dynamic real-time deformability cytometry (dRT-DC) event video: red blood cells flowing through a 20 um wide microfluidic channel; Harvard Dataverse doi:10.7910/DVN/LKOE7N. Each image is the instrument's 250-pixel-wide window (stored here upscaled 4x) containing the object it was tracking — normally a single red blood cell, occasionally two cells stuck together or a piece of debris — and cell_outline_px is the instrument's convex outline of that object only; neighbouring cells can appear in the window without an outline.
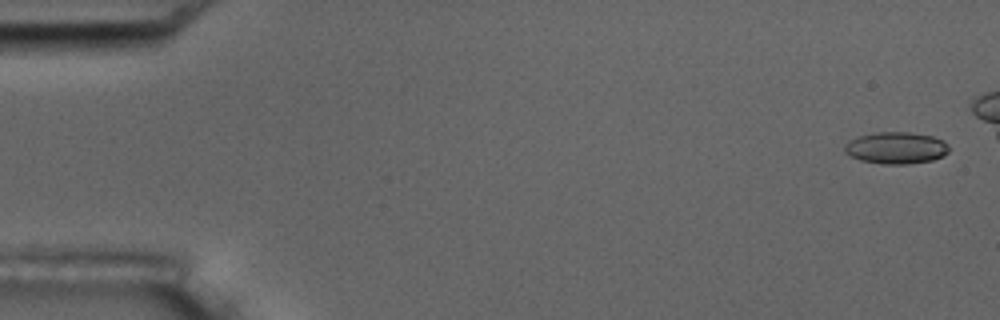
{"species": "common noctule bat (a hibernating species)", "species_latin": "Nyctalus noctula", "temperature_condition": "room temperature", "stored_images_in_passage": 6, "camera_frame_rate_fps": 3000, "um_per_image_px": 0.085, "animal": {"sex": "male", "body_mass_g": 17.5, "forearm_length_mm": 52.3}, "frame": {"image": 1, "passage_image": 1, "time_ms": 0.0, "image_size_px": [1000, 320], "cell_outline_px": [[948, 152], [944, 156], [932, 160], [908, 164], [880, 164], [860, 160], [844, 152], [844, 144], [848, 140], [860, 136], [876, 132], [908, 132], [932, 136], [944, 140], [948, 144]], "centroid_in_image_um": [76.17, 12.57], "position_along_channel_um": 8.8, "area_um2": 19.48}}